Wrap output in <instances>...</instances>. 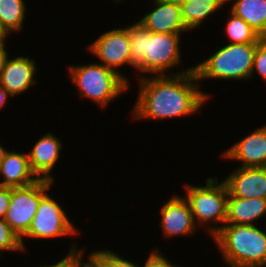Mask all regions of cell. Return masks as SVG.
<instances>
[{"label":"cell","mask_w":266,"mask_h":267,"mask_svg":"<svg viewBox=\"0 0 266 267\" xmlns=\"http://www.w3.org/2000/svg\"><path fill=\"white\" fill-rule=\"evenodd\" d=\"M24 251L20 237L4 219H0V252Z\"/></svg>","instance_id":"cell-22"},{"label":"cell","mask_w":266,"mask_h":267,"mask_svg":"<svg viewBox=\"0 0 266 267\" xmlns=\"http://www.w3.org/2000/svg\"><path fill=\"white\" fill-rule=\"evenodd\" d=\"M160 214L161 229L164 236L168 239L176 236H190L198 228L184 195H174L171 197L162 205Z\"/></svg>","instance_id":"cell-10"},{"label":"cell","mask_w":266,"mask_h":267,"mask_svg":"<svg viewBox=\"0 0 266 267\" xmlns=\"http://www.w3.org/2000/svg\"><path fill=\"white\" fill-rule=\"evenodd\" d=\"M162 1H165V2H169V3H172V4H178V5H182L184 4L187 0H162Z\"/></svg>","instance_id":"cell-33"},{"label":"cell","mask_w":266,"mask_h":267,"mask_svg":"<svg viewBox=\"0 0 266 267\" xmlns=\"http://www.w3.org/2000/svg\"><path fill=\"white\" fill-rule=\"evenodd\" d=\"M223 181L229 197L266 199V167H237Z\"/></svg>","instance_id":"cell-12"},{"label":"cell","mask_w":266,"mask_h":267,"mask_svg":"<svg viewBox=\"0 0 266 267\" xmlns=\"http://www.w3.org/2000/svg\"><path fill=\"white\" fill-rule=\"evenodd\" d=\"M113 1H114L115 3H116V2L118 3V2H121V1L123 2V0H113Z\"/></svg>","instance_id":"cell-34"},{"label":"cell","mask_w":266,"mask_h":267,"mask_svg":"<svg viewBox=\"0 0 266 267\" xmlns=\"http://www.w3.org/2000/svg\"><path fill=\"white\" fill-rule=\"evenodd\" d=\"M0 186L17 188L28 186L39 180L33 173L27 153L7 151L0 165Z\"/></svg>","instance_id":"cell-16"},{"label":"cell","mask_w":266,"mask_h":267,"mask_svg":"<svg viewBox=\"0 0 266 267\" xmlns=\"http://www.w3.org/2000/svg\"><path fill=\"white\" fill-rule=\"evenodd\" d=\"M85 248L71 252V267H103V263L93 254L88 255V262H83Z\"/></svg>","instance_id":"cell-25"},{"label":"cell","mask_w":266,"mask_h":267,"mask_svg":"<svg viewBox=\"0 0 266 267\" xmlns=\"http://www.w3.org/2000/svg\"><path fill=\"white\" fill-rule=\"evenodd\" d=\"M260 226L225 224L213 237L230 267H266V231Z\"/></svg>","instance_id":"cell-3"},{"label":"cell","mask_w":266,"mask_h":267,"mask_svg":"<svg viewBox=\"0 0 266 267\" xmlns=\"http://www.w3.org/2000/svg\"><path fill=\"white\" fill-rule=\"evenodd\" d=\"M254 72H257L263 80H266V38H263L257 44L251 78L254 75Z\"/></svg>","instance_id":"cell-24"},{"label":"cell","mask_w":266,"mask_h":267,"mask_svg":"<svg viewBox=\"0 0 266 267\" xmlns=\"http://www.w3.org/2000/svg\"><path fill=\"white\" fill-rule=\"evenodd\" d=\"M92 253L103 263V267H140V265L138 266L133 262L125 260L111 250L101 249Z\"/></svg>","instance_id":"cell-23"},{"label":"cell","mask_w":266,"mask_h":267,"mask_svg":"<svg viewBox=\"0 0 266 267\" xmlns=\"http://www.w3.org/2000/svg\"><path fill=\"white\" fill-rule=\"evenodd\" d=\"M258 43L231 44L219 48L194 66L198 82L207 79L246 80L251 78Z\"/></svg>","instance_id":"cell-5"},{"label":"cell","mask_w":266,"mask_h":267,"mask_svg":"<svg viewBox=\"0 0 266 267\" xmlns=\"http://www.w3.org/2000/svg\"><path fill=\"white\" fill-rule=\"evenodd\" d=\"M225 25V32L231 44L259 43L263 39L247 22L232 12Z\"/></svg>","instance_id":"cell-21"},{"label":"cell","mask_w":266,"mask_h":267,"mask_svg":"<svg viewBox=\"0 0 266 267\" xmlns=\"http://www.w3.org/2000/svg\"><path fill=\"white\" fill-rule=\"evenodd\" d=\"M226 0H187L181 7V18L189 31L195 30L212 16Z\"/></svg>","instance_id":"cell-18"},{"label":"cell","mask_w":266,"mask_h":267,"mask_svg":"<svg viewBox=\"0 0 266 267\" xmlns=\"http://www.w3.org/2000/svg\"><path fill=\"white\" fill-rule=\"evenodd\" d=\"M222 157L242 162L240 167H266V124L238 140Z\"/></svg>","instance_id":"cell-11"},{"label":"cell","mask_w":266,"mask_h":267,"mask_svg":"<svg viewBox=\"0 0 266 267\" xmlns=\"http://www.w3.org/2000/svg\"><path fill=\"white\" fill-rule=\"evenodd\" d=\"M11 199V188L0 186V219H4Z\"/></svg>","instance_id":"cell-27"},{"label":"cell","mask_w":266,"mask_h":267,"mask_svg":"<svg viewBox=\"0 0 266 267\" xmlns=\"http://www.w3.org/2000/svg\"><path fill=\"white\" fill-rule=\"evenodd\" d=\"M76 250H78V247L76 246V243L74 241V245L72 244L68 254L64 258H62L60 261L50 266L39 265L37 267H71V252L76 251Z\"/></svg>","instance_id":"cell-28"},{"label":"cell","mask_w":266,"mask_h":267,"mask_svg":"<svg viewBox=\"0 0 266 267\" xmlns=\"http://www.w3.org/2000/svg\"><path fill=\"white\" fill-rule=\"evenodd\" d=\"M266 215V199L228 197L225 224L256 225V220Z\"/></svg>","instance_id":"cell-17"},{"label":"cell","mask_w":266,"mask_h":267,"mask_svg":"<svg viewBox=\"0 0 266 267\" xmlns=\"http://www.w3.org/2000/svg\"><path fill=\"white\" fill-rule=\"evenodd\" d=\"M154 9L139 21L153 33L182 34L189 31L181 18V7L162 0H153Z\"/></svg>","instance_id":"cell-15"},{"label":"cell","mask_w":266,"mask_h":267,"mask_svg":"<svg viewBox=\"0 0 266 267\" xmlns=\"http://www.w3.org/2000/svg\"><path fill=\"white\" fill-rule=\"evenodd\" d=\"M11 97V95L6 91V89L0 83V109L7 104V99Z\"/></svg>","instance_id":"cell-30"},{"label":"cell","mask_w":266,"mask_h":267,"mask_svg":"<svg viewBox=\"0 0 266 267\" xmlns=\"http://www.w3.org/2000/svg\"><path fill=\"white\" fill-rule=\"evenodd\" d=\"M9 33L6 31V29L2 26L0 23V44H5L7 41L6 39L9 37Z\"/></svg>","instance_id":"cell-31"},{"label":"cell","mask_w":266,"mask_h":267,"mask_svg":"<svg viewBox=\"0 0 266 267\" xmlns=\"http://www.w3.org/2000/svg\"><path fill=\"white\" fill-rule=\"evenodd\" d=\"M130 39V66L142 77L166 75L181 61V34L153 33L140 21L127 26ZM144 73L146 75H144Z\"/></svg>","instance_id":"cell-2"},{"label":"cell","mask_w":266,"mask_h":267,"mask_svg":"<svg viewBox=\"0 0 266 267\" xmlns=\"http://www.w3.org/2000/svg\"><path fill=\"white\" fill-rule=\"evenodd\" d=\"M53 183L39 179L28 186L11 188V199L4 220L20 237L24 250L26 245L23 236L30 228L40 199L51 189Z\"/></svg>","instance_id":"cell-7"},{"label":"cell","mask_w":266,"mask_h":267,"mask_svg":"<svg viewBox=\"0 0 266 267\" xmlns=\"http://www.w3.org/2000/svg\"><path fill=\"white\" fill-rule=\"evenodd\" d=\"M184 186L186 188L184 198L189 203L195 223L197 221L202 227L210 224L207 230L214 237L227 220L229 191L226 183L224 181L219 183L216 177H208L206 186L190 184ZM213 222H217L216 225Z\"/></svg>","instance_id":"cell-6"},{"label":"cell","mask_w":266,"mask_h":267,"mask_svg":"<svg viewBox=\"0 0 266 267\" xmlns=\"http://www.w3.org/2000/svg\"><path fill=\"white\" fill-rule=\"evenodd\" d=\"M232 0H226L229 2ZM230 12L266 38V0H233Z\"/></svg>","instance_id":"cell-19"},{"label":"cell","mask_w":266,"mask_h":267,"mask_svg":"<svg viewBox=\"0 0 266 267\" xmlns=\"http://www.w3.org/2000/svg\"><path fill=\"white\" fill-rule=\"evenodd\" d=\"M62 142L54 133L40 137L28 153L31 169L38 179L54 181L51 171L57 164L62 150Z\"/></svg>","instance_id":"cell-14"},{"label":"cell","mask_w":266,"mask_h":267,"mask_svg":"<svg viewBox=\"0 0 266 267\" xmlns=\"http://www.w3.org/2000/svg\"><path fill=\"white\" fill-rule=\"evenodd\" d=\"M78 229L69 220L65 210L48 192L40 199L37 212L28 232L23 237L53 239L61 236L78 235Z\"/></svg>","instance_id":"cell-8"},{"label":"cell","mask_w":266,"mask_h":267,"mask_svg":"<svg viewBox=\"0 0 266 267\" xmlns=\"http://www.w3.org/2000/svg\"><path fill=\"white\" fill-rule=\"evenodd\" d=\"M88 49L101 60L100 64L118 72L128 83L130 82L117 70L125 64L130 66L131 52L127 27L106 31L92 42Z\"/></svg>","instance_id":"cell-9"},{"label":"cell","mask_w":266,"mask_h":267,"mask_svg":"<svg viewBox=\"0 0 266 267\" xmlns=\"http://www.w3.org/2000/svg\"><path fill=\"white\" fill-rule=\"evenodd\" d=\"M9 58L5 44H0V76Z\"/></svg>","instance_id":"cell-29"},{"label":"cell","mask_w":266,"mask_h":267,"mask_svg":"<svg viewBox=\"0 0 266 267\" xmlns=\"http://www.w3.org/2000/svg\"><path fill=\"white\" fill-rule=\"evenodd\" d=\"M143 267H180V266L172 264V262L168 260V258H166L165 255L163 256L160 249L156 248L153 249V251L147 257V260H145Z\"/></svg>","instance_id":"cell-26"},{"label":"cell","mask_w":266,"mask_h":267,"mask_svg":"<svg viewBox=\"0 0 266 267\" xmlns=\"http://www.w3.org/2000/svg\"><path fill=\"white\" fill-rule=\"evenodd\" d=\"M6 152H7V149L3 148V146L0 144V165L4 159Z\"/></svg>","instance_id":"cell-32"},{"label":"cell","mask_w":266,"mask_h":267,"mask_svg":"<svg viewBox=\"0 0 266 267\" xmlns=\"http://www.w3.org/2000/svg\"><path fill=\"white\" fill-rule=\"evenodd\" d=\"M137 79L139 96L131 113L136 120L186 117L197 113L210 99V94L200 90L194 66L173 74L140 75Z\"/></svg>","instance_id":"cell-1"},{"label":"cell","mask_w":266,"mask_h":267,"mask_svg":"<svg viewBox=\"0 0 266 267\" xmlns=\"http://www.w3.org/2000/svg\"><path fill=\"white\" fill-rule=\"evenodd\" d=\"M37 68L35 60L29 56L10 58L1 72L0 83L11 97L21 95L37 83Z\"/></svg>","instance_id":"cell-13"},{"label":"cell","mask_w":266,"mask_h":267,"mask_svg":"<svg viewBox=\"0 0 266 267\" xmlns=\"http://www.w3.org/2000/svg\"><path fill=\"white\" fill-rule=\"evenodd\" d=\"M26 6L24 0H0V23L9 34L23 31Z\"/></svg>","instance_id":"cell-20"},{"label":"cell","mask_w":266,"mask_h":267,"mask_svg":"<svg viewBox=\"0 0 266 267\" xmlns=\"http://www.w3.org/2000/svg\"><path fill=\"white\" fill-rule=\"evenodd\" d=\"M69 75L79 95L89 98L101 108H106V105L125 93L130 86L118 72L96 62L70 65Z\"/></svg>","instance_id":"cell-4"}]
</instances>
